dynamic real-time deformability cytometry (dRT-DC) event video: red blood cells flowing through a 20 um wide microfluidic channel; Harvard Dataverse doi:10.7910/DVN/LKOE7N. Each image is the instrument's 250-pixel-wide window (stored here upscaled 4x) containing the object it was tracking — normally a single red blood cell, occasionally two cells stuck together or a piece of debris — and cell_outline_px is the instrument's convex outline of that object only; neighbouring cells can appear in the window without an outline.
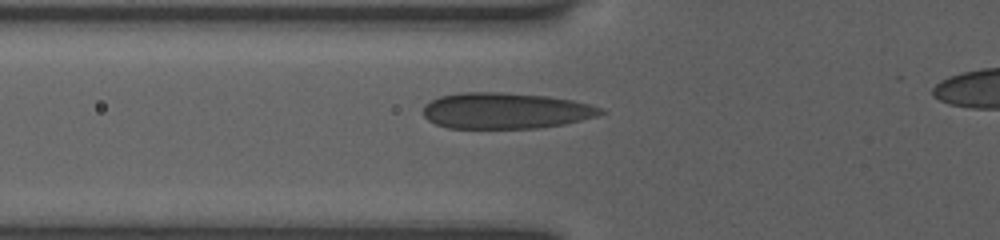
{"species": "human", "species_latin": "Homo sapiens", "temperature_condition": "room temperature", "stored_images_in_passage": 41, "camera_frame_rate_fps": 3000, "um_per_image_px": 0.085, "donor": {"sex": "female"}, "frame": {"image": 1, "passage_image": 2, "time_ms": 0.333, "image_size_px": [1000, 240], "cell_outline_px": [[604, 112], [596, 116], [564, 124], [540, 128], [448, 128], [436, 124], [428, 120], [424, 116], [424, 104], [440, 96], [464, 92], [500, 92], [548, 96], [572, 100], [604, 108]], "centroid_in_image_um": [42.97, 9.41], "position_along_channel_um": 82.8, "area_um2": 37.22}}
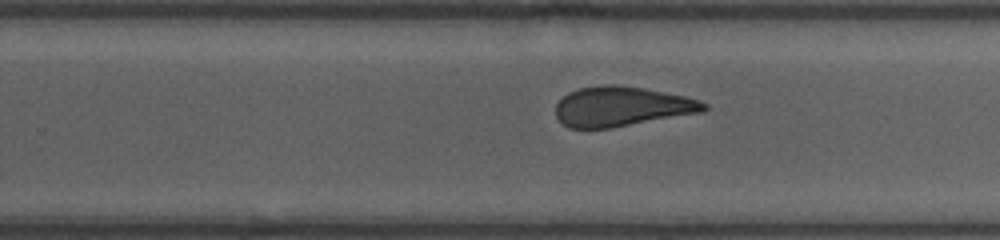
{"frame": {"image": 2, "passage_image": 23, "time_ms": 5.333, "image_size_px": [1000, 240], "cell_outline_px": [[708, 108], [704, 112], [608, 128], [568, 128], [556, 116], [556, 104], [568, 92], [580, 88], [604, 84], [616, 84], [644, 88], [684, 96], [700, 100], [708, 104]], "centroid_in_image_um": [52.86, 9.04], "position_along_channel_um": 276.9, "area_um2": 34.28}}
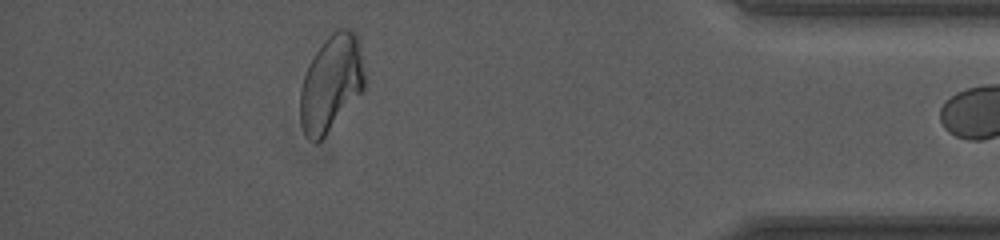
{"frame": {"image": 3, "passage_image": 39, "time_ms": 9.667, "image_size_px": [1000, 240], "cell_outline_px": [[364, 88], [324, 136], [316, 144], [304, 132], [300, 120], [300, 88], [308, 64], [324, 40], [336, 28], [348, 28], [356, 32], [360, 36], [364, 72]], "centroid_in_image_um": [28.15, 7.0], "position_along_channel_um": 407.0, "area_um2": 36.01}}